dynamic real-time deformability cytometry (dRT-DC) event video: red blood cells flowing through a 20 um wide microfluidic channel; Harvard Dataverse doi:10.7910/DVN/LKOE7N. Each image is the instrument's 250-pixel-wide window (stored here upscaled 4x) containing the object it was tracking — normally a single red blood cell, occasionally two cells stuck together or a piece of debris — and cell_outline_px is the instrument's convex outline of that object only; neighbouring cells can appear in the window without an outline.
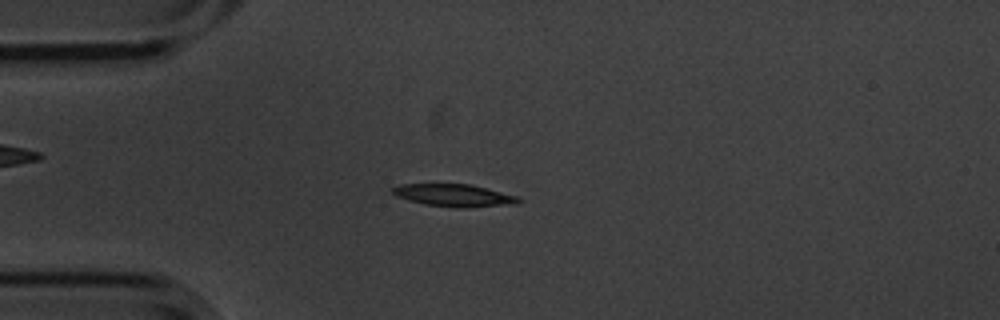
{"species": "common noctule bat (a hibernating species)", "species_latin": "Nyctalus noctula", "temperature_condition": "cold", "stored_images_in_passage": 16, "camera_frame_rate_fps": 3000, "um_per_image_px": 0.085, "animal": {"sex": "male", "body_mass_g": 20.1, "forearm_length_mm": 53.5}, "frame": {"image": 1, "passage_image": 7, "time_ms": 2.0, "image_size_px": [1000, 320], "cell_outline_px": [[524, 200], [516, 204], [464, 208], [456, 208], [424, 204], [408, 200], [396, 196], [392, 192], [392, 188], [400, 184], [472, 184], [516, 196]], "centroid_in_image_um": [38.61, 16.61], "position_along_channel_um": 46.4, "area_um2": 16.53}}
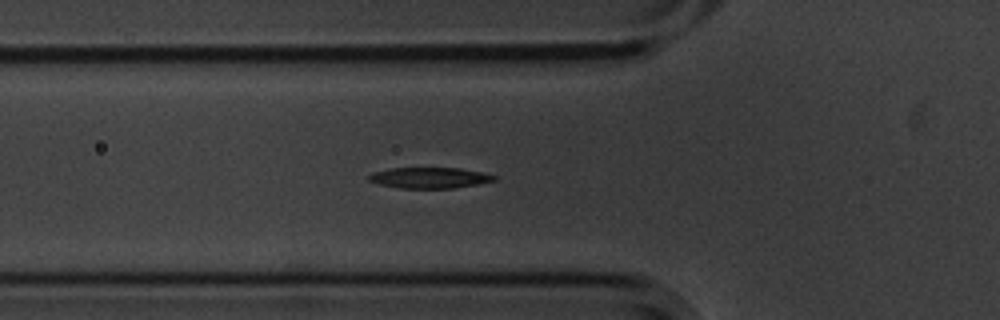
{"frame": {"image": 2, "passage_image": 12, "time_ms": 3.667, "image_size_px": [1000, 320], "cell_outline_px": [[496, 180], [476, 184], [452, 188], [400, 188], [380, 184], [368, 180], [368, 176], [372, 172], [392, 168], [460, 168], [480, 172], [496, 176]], "centroid_in_image_um": [36.48, 15.11], "position_along_channel_um": 89.3, "area_um2": 15.03}}